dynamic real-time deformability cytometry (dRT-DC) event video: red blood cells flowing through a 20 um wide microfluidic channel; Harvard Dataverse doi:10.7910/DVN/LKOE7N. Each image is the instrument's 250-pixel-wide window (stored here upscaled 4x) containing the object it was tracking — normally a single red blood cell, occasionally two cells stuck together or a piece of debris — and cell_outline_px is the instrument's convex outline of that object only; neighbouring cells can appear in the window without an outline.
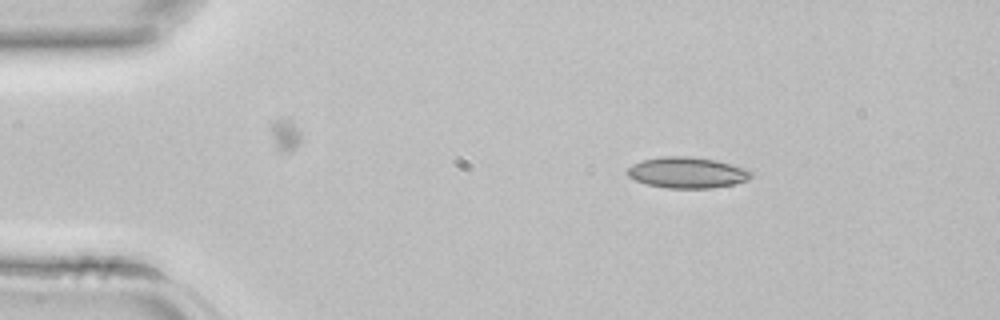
{"species": "common noctule bat (a hibernating species)", "species_latin": "Nyctalus noctula", "temperature_condition": "room temperature", "stored_images_in_passage": 37, "camera_frame_rate_fps": 3000, "um_per_image_px": 0.085, "animal": {"sex": "female", "body_mass_g": 22.7, "forearm_length_mm": 54.2}, "frame": {"image": 1, "passage_image": 1, "time_ms": 0.0, "image_size_px": [1000, 320], "cell_outline_px": [[752, 176], [748, 180], [732, 184], [712, 188], [668, 188], [648, 184], [636, 180], [628, 176], [624, 172], [632, 164], [640, 160], [660, 156], [692, 156], [716, 160], [748, 168], [752, 172]], "centroid_in_image_um": [58.4, 14.65], "position_along_channel_um": 26.6, "area_um2": 22.6}}
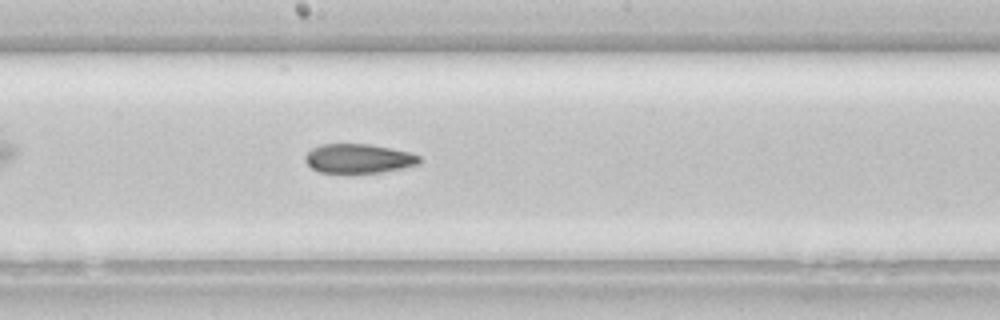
{"frame": {"image": 2, "passage_image": 17, "time_ms": 5.333, "image_size_px": [1000, 320], "cell_outline_px": [[420, 164], [380, 172], [320, 172], [312, 168], [304, 160], [304, 156], [312, 148], [320, 144], [372, 144], [412, 152], [420, 156]], "centroid_in_image_um": [30.49, 13.45], "position_along_channel_um": 217.7, "area_um2": 19.42}}
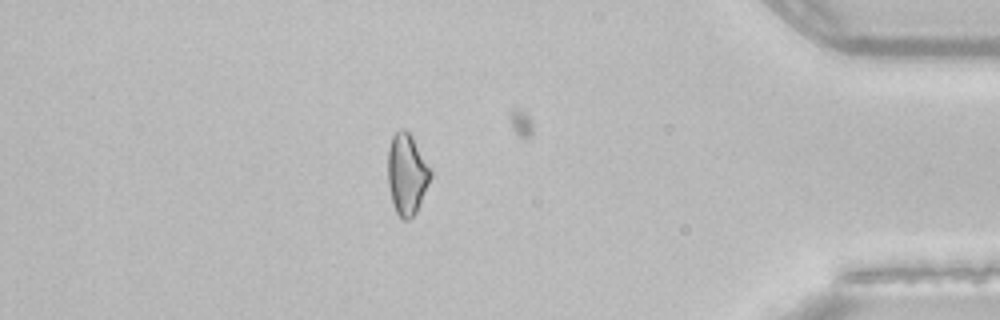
{"frame": {"image": 3, "passage_image": 31, "time_ms": 10.0, "image_size_px": [1000, 320], "cell_outline_px": [[432, 176], [416, 212], [408, 220], [404, 220], [396, 212], [392, 200], [388, 184], [388, 148], [392, 136], [400, 128], [404, 128], [412, 136], [432, 168]], "centroid_in_image_um": [34.6, 14.76], "position_along_channel_um": 400.6, "area_um2": 20.23}}